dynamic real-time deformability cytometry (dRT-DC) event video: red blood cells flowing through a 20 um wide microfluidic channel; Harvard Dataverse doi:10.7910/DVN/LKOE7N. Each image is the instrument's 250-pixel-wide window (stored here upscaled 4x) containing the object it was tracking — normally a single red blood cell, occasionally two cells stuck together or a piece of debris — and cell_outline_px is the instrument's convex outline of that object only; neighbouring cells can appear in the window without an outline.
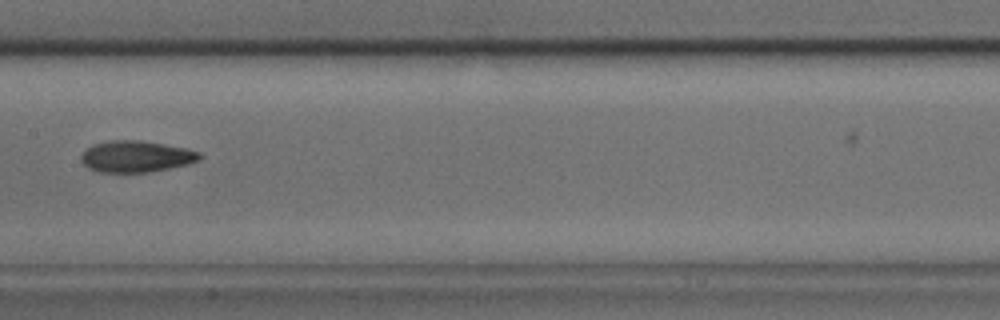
{"species": "common noctule bat (a hibernating species)", "species_latin": "Nyctalus noctula", "temperature_condition": "cold", "stored_images_in_passage": 20, "camera_frame_rate_fps": 3000, "um_per_image_px": 0.085, "animal": {"sex": "male", "body_mass_g": 17.9, "forearm_length_mm": 54.2}, "frame": {"image": 1, "passage_image": 11, "time_ms": 3.333, "image_size_px": [1000, 320], "cell_outline_px": [[204, 156], [200, 160], [188, 164], [148, 172], [100, 172], [88, 168], [80, 160], [80, 156], [92, 144], [108, 140], [140, 140], [188, 148], [200, 152]], "centroid_in_image_um": [11.59, 13.29], "position_along_channel_um": 195.8, "area_um2": 21.85}}
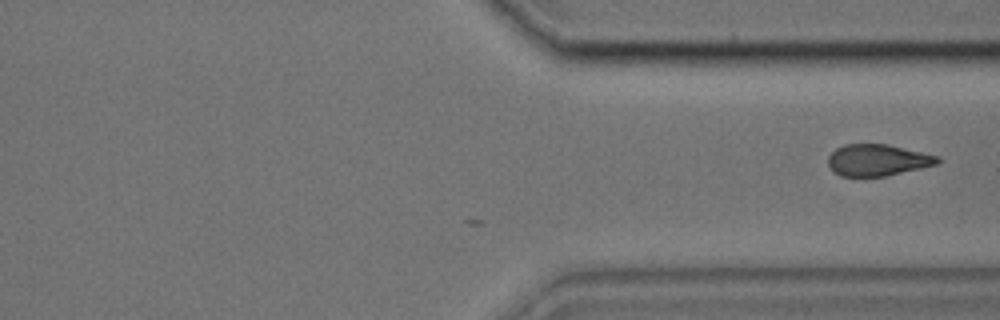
{"frame": {"image": 2, "passage_image": 20, "time_ms": 6.333, "image_size_px": [1000, 320], "cell_outline_px": [[940, 164], [884, 176], [840, 176], [832, 172], [828, 164], [828, 156], [836, 148], [844, 144], [888, 144], [940, 156]], "centroid_in_image_um": [74.6, 13.6], "position_along_channel_um": 336.8, "area_um2": 20.29}}